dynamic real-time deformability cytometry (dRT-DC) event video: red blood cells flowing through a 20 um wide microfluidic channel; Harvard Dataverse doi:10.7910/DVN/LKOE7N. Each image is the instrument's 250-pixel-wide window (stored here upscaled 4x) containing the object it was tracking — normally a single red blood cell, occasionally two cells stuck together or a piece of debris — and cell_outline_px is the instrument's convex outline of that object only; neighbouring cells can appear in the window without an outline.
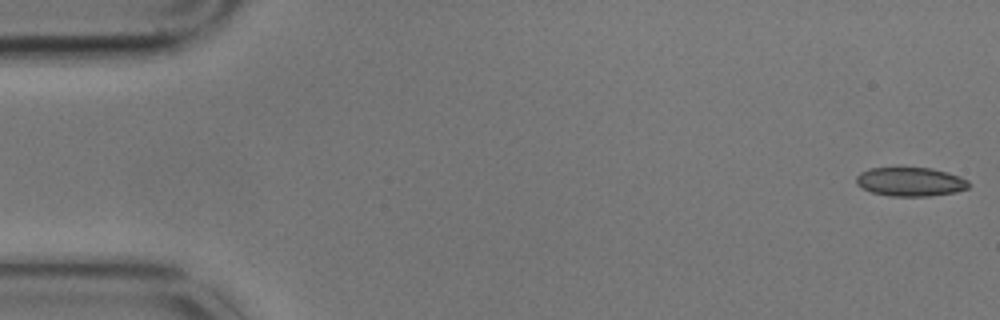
{"species": "common noctule bat (a hibernating species)", "species_latin": "Nyctalus noctula", "temperature_condition": "cold", "stored_images_in_passage": 10, "camera_frame_rate_fps": 3000, "um_per_image_px": 0.085, "animal": {"sex": "male", "body_mass_g": 17.9}, "frame": {"image": 1, "passage_image": 1, "time_ms": 0.0, "image_size_px": [1000, 320], "cell_outline_px": [[972, 184], [968, 188], [956, 192], [932, 196], [888, 196], [872, 192], [856, 184], [856, 176], [860, 172], [868, 168], [932, 168], [948, 172], [960, 176], [968, 180]], "centroid_in_image_um": [77.42, 15.45], "position_along_channel_um": 7.6, "area_um2": 19.13}}
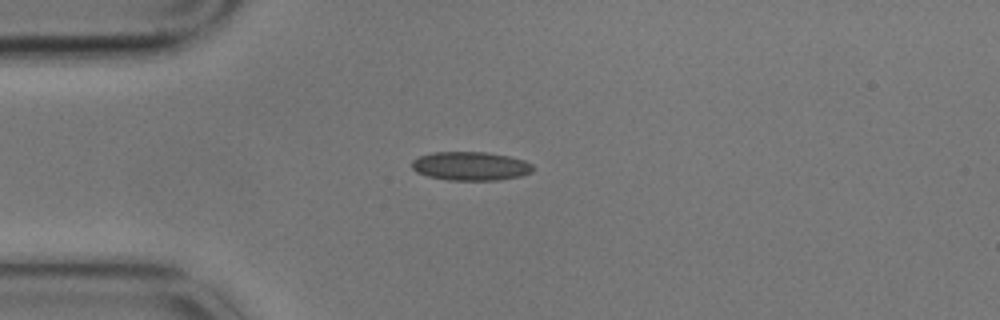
{"frame": {"image": 2, "passage_image": 4, "time_ms": 1.0, "image_size_px": [1000, 320], "cell_outline_px": [[536, 168], [532, 172], [520, 176], [496, 180], [448, 180], [428, 176], [416, 172], [412, 168], [412, 160], [420, 156], [432, 152], [488, 152], [508, 156], [524, 160], [532, 164]], "centroid_in_image_um": [40.01, 14.11], "position_along_channel_um": 45.0, "area_um2": 20.35}}
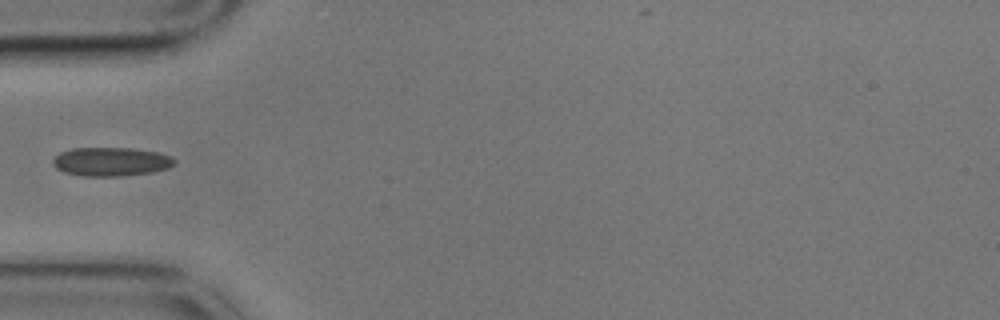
{"frame": {"image": 3, "passage_image": 5, "time_ms": 1.333, "image_size_px": [1000, 320], "cell_outline_px": [[176, 164], [168, 168], [152, 172], [120, 176], [84, 176], [64, 172], [56, 168], [52, 164], [52, 160], [60, 152], [72, 148], [132, 148], [156, 152], [172, 156], [176, 160]], "centroid_in_image_um": [9.45, 13.74], "position_along_channel_um": 75.6, "area_um2": 20.46}}